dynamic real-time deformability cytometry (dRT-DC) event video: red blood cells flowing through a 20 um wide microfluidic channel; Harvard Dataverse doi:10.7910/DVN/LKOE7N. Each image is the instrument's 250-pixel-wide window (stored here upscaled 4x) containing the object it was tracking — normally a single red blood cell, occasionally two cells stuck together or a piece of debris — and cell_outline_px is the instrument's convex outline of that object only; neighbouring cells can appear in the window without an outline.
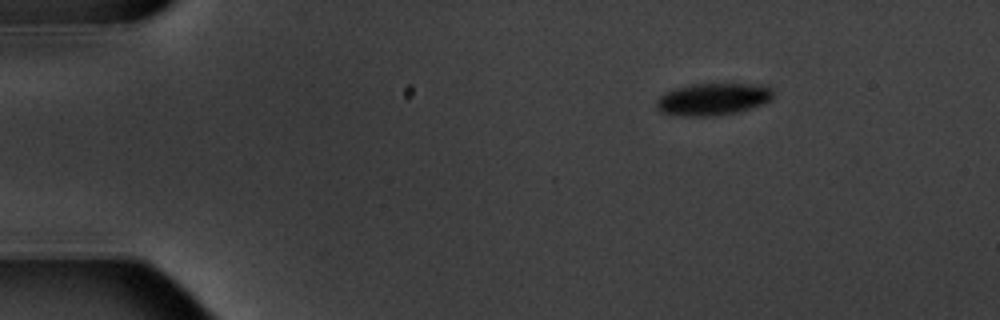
{"species": "common noctule bat (a hibernating species)", "species_latin": "Nyctalus noctula", "temperature_condition": "warm", "stored_images_in_passage": 4, "camera_frame_rate_fps": 3000, "um_per_image_px": 0.085, "animal": {"sex": "male", "body_mass_g": 20.1, "forearm_length_mm": 53.5}, "frame": {"image": 1, "passage_image": 1, "time_ms": 0.0, "image_size_px": [1000, 320], "cell_outline_px": [[772, 100], [736, 112], [712, 116], [688, 116], [664, 112], [656, 108], [656, 104], [660, 96], [676, 88], [692, 84], [760, 84], [772, 88]], "centroid_in_image_um": [60.62, 8.42], "position_along_channel_um": 24.4, "area_um2": 21.39}}
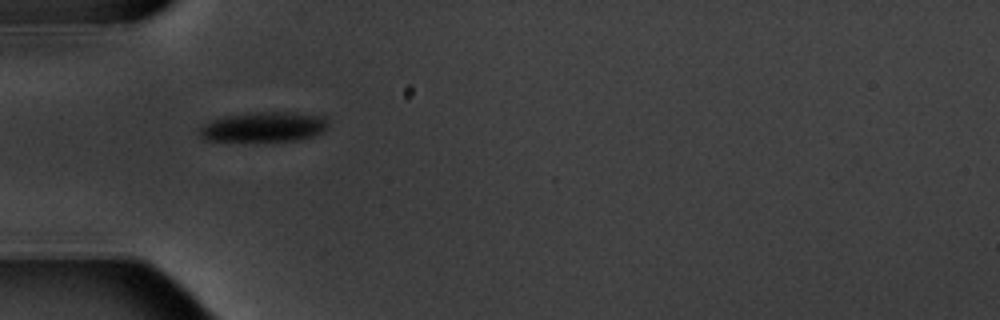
{"frame": {"image": 2, "passage_image": 3, "time_ms": 3.333, "image_size_px": [1000, 320], "cell_outline_px": [[328, 128], [324, 132], [312, 136], [296, 140], [256, 144], [252, 144], [204, 140], [200, 136], [200, 128], [204, 124], [212, 120], [224, 116], [252, 112], [296, 112], [324, 116], [328, 124]], "centroid_in_image_um": [22.4, 10.84], "position_along_channel_um": 62.6, "area_um2": 23.64}}
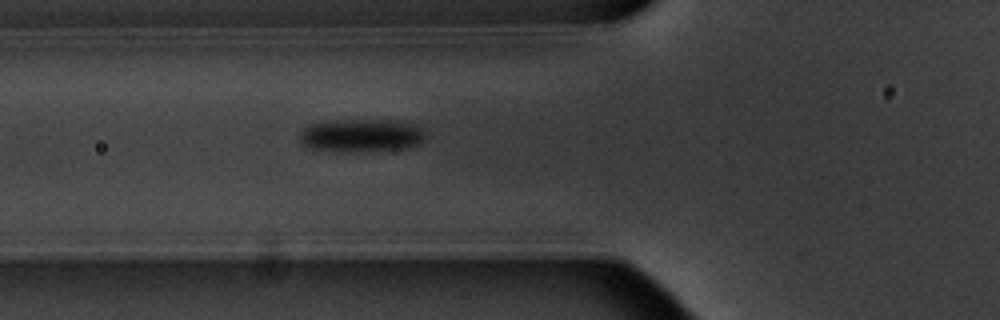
{"frame": {"image": 3, "passage_image": 4, "time_ms": 4.333, "image_size_px": [1000, 320], "cell_outline_px": [[424, 136], [420, 144], [404, 148], [312, 148], [304, 144], [300, 140], [300, 132], [304, 128], [312, 124], [332, 120], [380, 120], [412, 124], [420, 128], [424, 132]], "centroid_in_image_um": [30.71, 11.44], "position_along_channel_um": 95.1, "area_um2": 22.31}}